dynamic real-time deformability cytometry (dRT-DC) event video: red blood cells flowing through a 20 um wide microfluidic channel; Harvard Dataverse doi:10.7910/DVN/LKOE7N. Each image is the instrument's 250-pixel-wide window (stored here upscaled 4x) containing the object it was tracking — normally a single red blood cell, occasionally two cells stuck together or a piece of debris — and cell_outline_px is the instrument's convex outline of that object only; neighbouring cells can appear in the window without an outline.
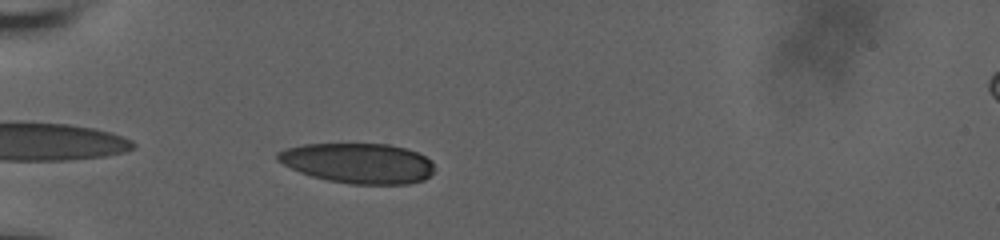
{"species": "human", "species_latin": "Homo sapiens", "temperature_condition": "room temperature", "stored_images_in_passage": 41, "camera_frame_rate_fps": 3000, "um_per_image_px": 0.085, "donor": {"sex": "male"}, "frame": {"image": 1, "passage_image": 2, "time_ms": 0.333, "image_size_px": [1000, 240], "cell_outline_px": [[432, 172], [424, 180], [408, 184], [348, 184], [328, 180], [312, 176], [300, 172], [276, 160], [276, 152], [284, 148], [304, 144], [388, 144], [404, 148], [416, 152], [432, 160]], "centroid_in_image_um": [30.41, 13.87], "position_along_channel_um": 54.6, "area_um2": 36.65}}
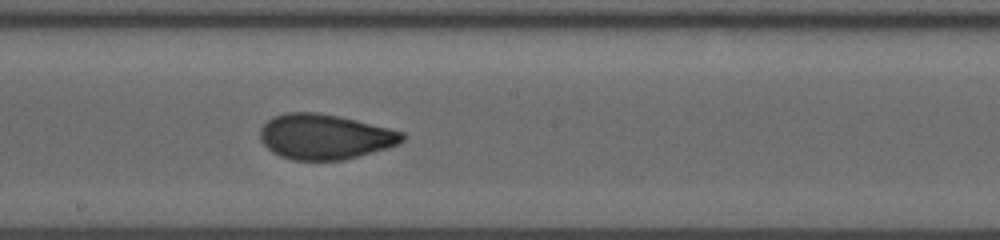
{"frame": {"image": 2, "passage_image": 17, "time_ms": 5.333, "image_size_px": [1000, 240], "cell_outline_px": [[404, 140], [388, 148], [344, 160], [292, 160], [280, 156], [272, 152], [260, 140], [260, 128], [272, 116], [284, 112], [316, 112], [340, 116], [404, 132]], "centroid_in_image_um": [27.58, 11.61], "position_along_channel_um": 220.6, "area_um2": 37.51}}
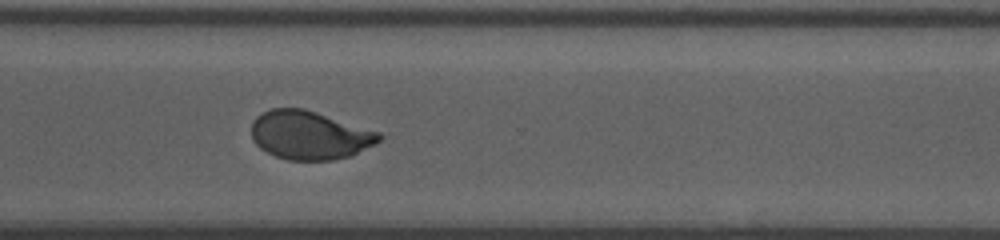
{"frame": {"image": 3, "passage_image": 27, "time_ms": 8.667, "image_size_px": [1000, 240], "cell_outline_px": [[384, 136], [376, 144], [348, 156], [332, 160], [288, 160], [276, 156], [260, 148], [252, 140], [252, 120], [256, 116], [272, 108], [304, 108], [380, 132]], "centroid_in_image_um": [26.31, 11.48], "position_along_channel_um": 344.3, "area_um2": 36.07}, "authors_computed_cell_mechanics": {"area_um2": 36.8764, "velocity_mm_per_s": 3.7322, "shape_relaxation_time_tau1_ms": 9.1709, "shape_relaxation_time_tau2_ms": 1.1155, "deformation_change_tau1": 0.2193, "deformation_change_tau2": 0.064}}